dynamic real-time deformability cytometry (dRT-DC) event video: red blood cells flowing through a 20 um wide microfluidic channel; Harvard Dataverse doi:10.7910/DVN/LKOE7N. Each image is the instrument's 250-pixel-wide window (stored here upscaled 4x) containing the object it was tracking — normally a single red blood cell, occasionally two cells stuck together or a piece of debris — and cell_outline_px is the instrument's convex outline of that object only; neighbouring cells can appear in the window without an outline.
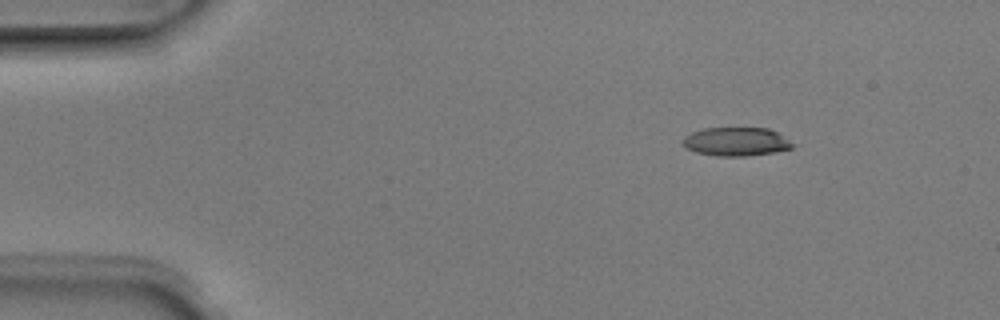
{"species": "Egyptian fruit bat (a non-hibernating species)", "species_latin": "Rousettus aegyptiacus", "temperature_condition": "room temperature", "stored_images_in_passage": 5, "segment_of_instrument_passage": [2, 2], "camera_frame_rate_fps": 3000, "um_per_image_px": 0.085, "animal": {"sex": "male"}, "frame": {"image": 1, "passage_image": 5, "time_ms": 1.333, "image_size_px": [1000, 320], "cell_outline_px": [[796, 144], [792, 148], [772, 152], [744, 156], [716, 156], [696, 152], [688, 148], [684, 144], [684, 136], [692, 132], [704, 128], [768, 128], [776, 132]], "centroid_in_image_um": [62.59, 12.03], "position_along_channel_um": 22.4, "area_um2": 18.09}}